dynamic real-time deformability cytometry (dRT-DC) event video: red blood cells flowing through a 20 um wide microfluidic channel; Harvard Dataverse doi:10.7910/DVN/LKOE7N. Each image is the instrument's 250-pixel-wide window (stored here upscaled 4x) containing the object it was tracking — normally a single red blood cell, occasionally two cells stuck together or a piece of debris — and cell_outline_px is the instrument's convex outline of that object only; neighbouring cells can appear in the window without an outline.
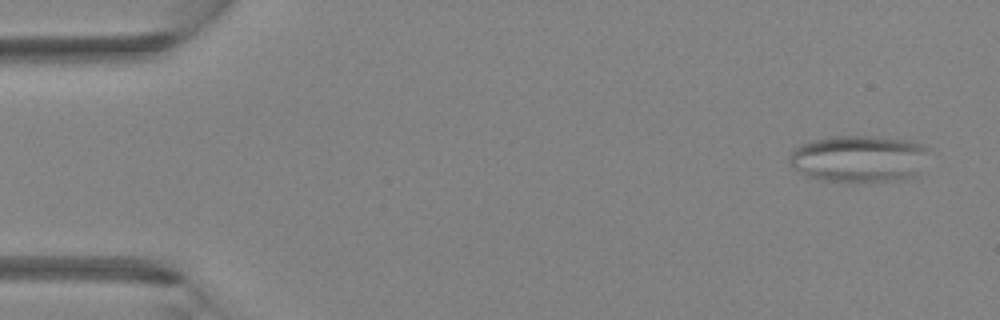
{"species": "Egyptian fruit bat (a non-hibernating species)", "species_latin": "Rousettus aegyptiacus", "temperature_condition": "room temperature", "stored_images_in_passage": 5, "camera_frame_rate_fps": 3000, "um_per_image_px": 0.085, "animal": {"sex": "female"}, "frame": {"image": 1, "passage_image": 5, "time_ms": 1.333, "image_size_px": [1000, 320], "cell_outline_px": [[928, 148], [916, 176], [892, 180], [820, 180], [808, 176], [792, 168], [788, 160], [788, 156], [800, 144], [808, 140], [832, 136], [868, 136], [912, 140], [924, 144]], "centroid_in_image_um": [72.95, 13.45], "position_along_channel_um": 12.0, "area_um2": 37.69}}